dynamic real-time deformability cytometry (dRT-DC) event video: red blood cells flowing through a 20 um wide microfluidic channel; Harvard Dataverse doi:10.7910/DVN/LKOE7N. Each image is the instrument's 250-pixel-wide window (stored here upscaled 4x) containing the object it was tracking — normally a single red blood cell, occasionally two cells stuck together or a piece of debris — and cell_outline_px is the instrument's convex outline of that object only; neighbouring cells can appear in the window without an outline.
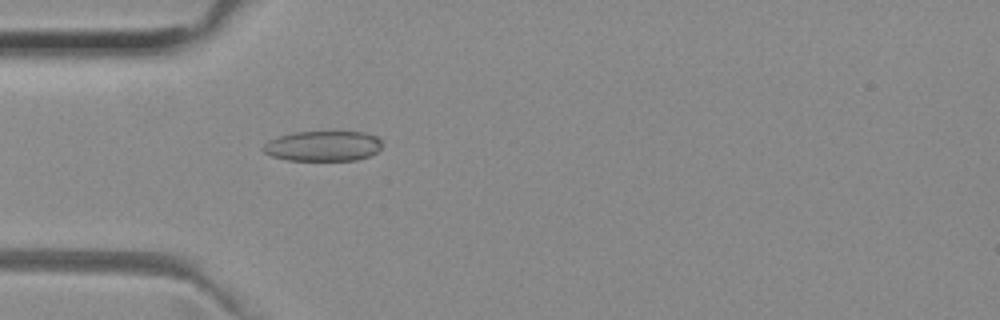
{"species": "common noctule bat (a hibernating species)", "species_latin": "Nyctalus noctula", "temperature_condition": "room temperature", "stored_images_in_passage": 5, "camera_frame_rate_fps": 3000, "um_per_image_px": 0.085, "animal": {"sex": "female", "body_mass_g": 29.2, "forearm_length_mm": 56.3}, "frame": {"image": 1, "passage_image": 5, "time_ms": 1.333, "image_size_px": [1000, 320], "cell_outline_px": [[380, 148], [376, 152], [368, 156], [356, 160], [288, 160], [272, 156], [264, 152], [260, 148], [268, 140], [280, 136], [296, 132], [364, 132], [380, 136]], "centroid_in_image_um": [27.45, 12.41], "position_along_channel_um": 57.6, "area_um2": 20.92}}